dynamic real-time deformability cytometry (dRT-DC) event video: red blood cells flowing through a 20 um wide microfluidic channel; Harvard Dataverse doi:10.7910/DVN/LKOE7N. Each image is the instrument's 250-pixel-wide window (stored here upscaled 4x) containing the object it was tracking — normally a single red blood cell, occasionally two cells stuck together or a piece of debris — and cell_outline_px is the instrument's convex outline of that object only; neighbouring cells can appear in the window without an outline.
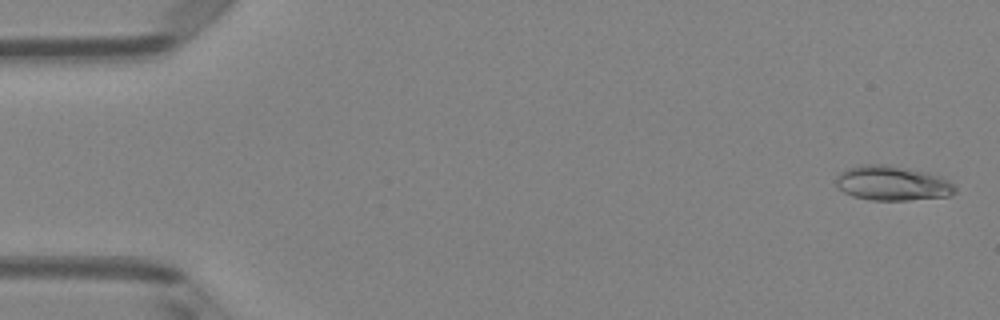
{"species": "Egyptian fruit bat (a non-hibernating species)", "species_latin": "Rousettus aegyptiacus", "temperature_condition": "room temperature", "stored_images_in_passage": 8, "camera_frame_rate_fps": 3000, "um_per_image_px": 0.085, "animal": {"sex": "female"}, "frame": {"image": 1, "passage_image": 1, "time_ms": 0.0, "image_size_px": [1000, 320], "cell_outline_px": [[956, 192], [948, 196], [908, 200], [872, 200], [852, 196], [844, 192], [836, 184], [836, 176], [840, 172], [848, 168], [864, 164], [888, 164], [924, 172], [940, 176], [948, 180], [956, 188]], "centroid_in_image_um": [75.83, 15.57], "position_along_channel_um": 9.2, "area_um2": 23.93}}
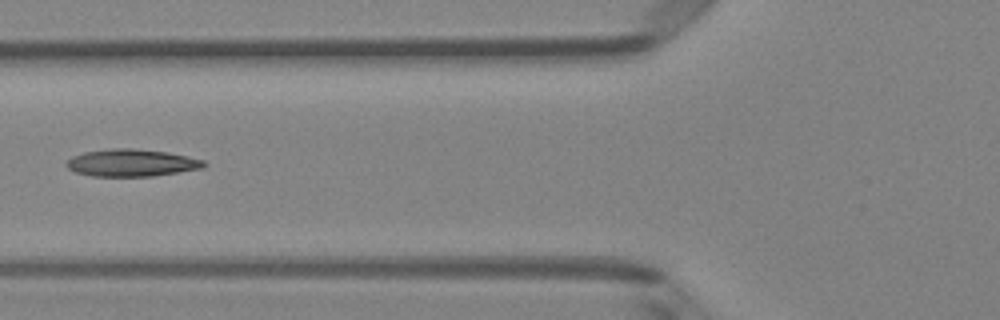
{"frame": {"image": 2, "passage_image": 6, "time_ms": 1.667, "image_size_px": [1000, 320], "cell_outline_px": [[208, 164], [204, 168], [152, 176], [92, 176], [76, 172], [68, 168], [64, 164], [72, 156], [84, 152], [112, 148], [132, 148], [168, 152], [188, 156], [204, 160]], "centroid_in_image_um": [11.2, 13.83], "position_along_channel_um": 114.6, "area_um2": 21.91}}
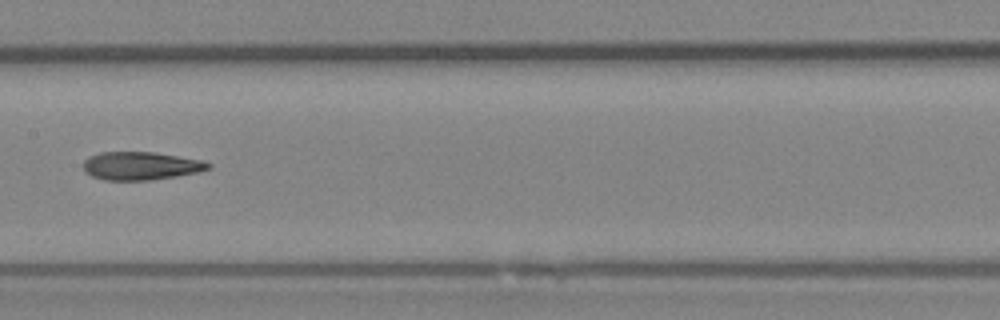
{"frame": {"image": 3, "passage_image": 8, "time_ms": 2.333, "image_size_px": [1000, 320], "cell_outline_px": [[212, 168], [200, 172], [176, 176], [148, 180], [104, 180], [92, 176], [84, 172], [84, 160], [88, 156], [100, 152], [156, 152], [200, 160], [212, 164]], "centroid_in_image_um": [11.97, 14.09], "position_along_channel_um": 195.4, "area_um2": 20.58}}